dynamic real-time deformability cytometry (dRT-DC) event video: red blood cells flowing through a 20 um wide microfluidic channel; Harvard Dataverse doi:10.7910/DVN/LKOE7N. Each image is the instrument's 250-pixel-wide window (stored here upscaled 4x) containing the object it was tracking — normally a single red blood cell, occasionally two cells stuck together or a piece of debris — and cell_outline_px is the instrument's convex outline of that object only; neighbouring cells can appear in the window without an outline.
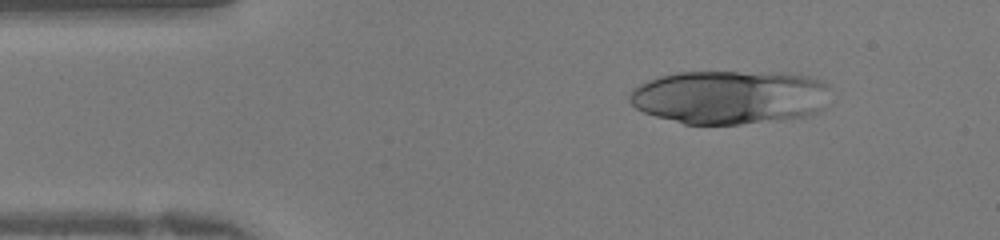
{"species": "human", "species_latin": "Homo sapiens", "temperature_condition": "warm", "stored_images_in_passage": 40, "camera_frame_rate_fps": 3000, "um_per_image_px": 0.085, "donor": {"sex": "female"}, "frame": {"image": 1, "passage_image": 5, "time_ms": 1.333, "image_size_px": [1000, 240], "cell_outline_px": [[828, 88], [824, 108], [820, 112], [808, 116], [788, 120], [740, 124], [684, 124], [656, 116], [644, 112], [636, 108], [628, 100], [628, 96], [632, 88], [648, 80], [660, 76], [680, 72], [736, 72], [808, 76], [824, 80], [828, 84]], "centroid_in_image_um": [62.03, 8.28], "position_along_channel_um": 23.0, "area_um2": 63.12}}